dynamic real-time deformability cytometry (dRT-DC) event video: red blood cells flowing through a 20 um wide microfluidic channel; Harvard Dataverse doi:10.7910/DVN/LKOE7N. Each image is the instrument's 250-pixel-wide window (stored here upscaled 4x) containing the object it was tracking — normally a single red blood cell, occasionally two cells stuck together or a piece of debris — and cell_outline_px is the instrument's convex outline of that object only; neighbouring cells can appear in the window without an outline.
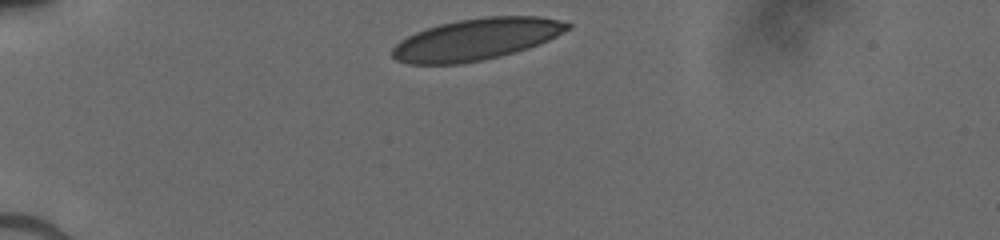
{"species": "human", "species_latin": "Homo sapiens", "temperature_condition": "cold", "stored_images_in_passage": 30, "camera_frame_rate_fps": 3000, "um_per_image_px": 0.085, "donor": {"sex": "male"}, "frame": {"image": 1, "passage_image": 1, "time_ms": 0.0, "image_size_px": [1000, 240], "cell_outline_px": [[572, 28], [548, 40], [528, 48], [500, 56], [484, 60], [460, 64], [408, 64], [396, 60], [392, 56], [392, 48], [400, 40], [416, 32], [440, 24], [460, 20], [484, 16], [540, 16], [572, 24]], "centroid_in_image_um": [40.48, 3.34], "position_along_channel_um": 44.5, "area_um2": 42.37}}
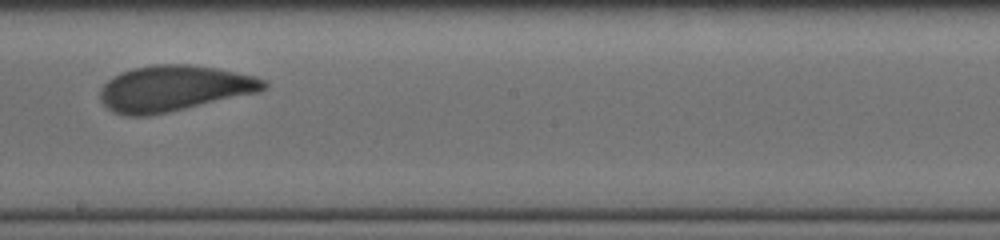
{"frame": {"image": 2, "passage_image": 18, "time_ms": 5.667, "image_size_px": [1000, 240], "cell_outline_px": [[268, 84], [264, 88], [256, 92], [148, 116], [124, 116], [112, 112], [100, 100], [100, 88], [112, 76], [120, 72], [132, 68], [156, 64], [192, 64], [216, 68], [236, 72], [252, 76], [264, 80]], "centroid_in_image_um": [14.69, 7.5], "position_along_channel_um": 233.5, "area_um2": 43.23}}
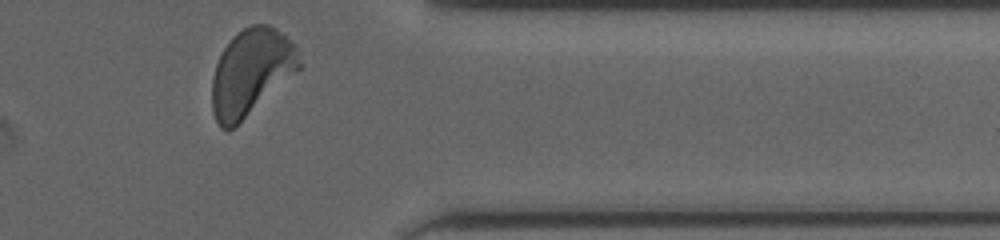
{"frame": {"image": 3, "passage_image": 30, "time_ms": 9.667, "image_size_px": [1000, 240], "cell_outline_px": [[300, 68], [232, 128], [220, 128], [212, 112], [212, 76], [216, 64], [224, 48], [232, 36], [244, 28], [252, 24], [268, 24], [276, 28], [296, 44], [300, 64]], "centroid_in_image_um": [21.32, 6.09], "position_along_channel_um": 390.1, "area_um2": 43.18}}